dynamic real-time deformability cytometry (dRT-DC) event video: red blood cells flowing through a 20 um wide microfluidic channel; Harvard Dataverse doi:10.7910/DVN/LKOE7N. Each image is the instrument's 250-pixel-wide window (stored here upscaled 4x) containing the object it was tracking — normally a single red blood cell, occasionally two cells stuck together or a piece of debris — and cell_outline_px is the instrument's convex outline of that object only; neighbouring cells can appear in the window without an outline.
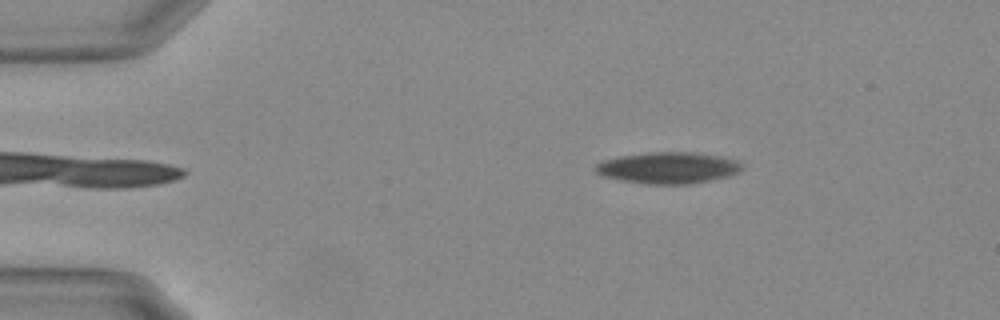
{"species": "Egyptian fruit bat (a non-hibernating species)", "species_latin": "Rousettus aegyptiacus", "temperature_condition": "warm", "stored_images_in_passage": 50, "camera_frame_rate_fps": 3000, "um_per_image_px": 0.085, "animal": {"sex": "female"}, "frame": {"image": 1, "passage_image": 3, "time_ms": 0.667, "image_size_px": [1000, 320], "cell_outline_px": [[744, 168], [736, 172], [724, 176], [708, 180], [688, 184], [644, 184], [604, 176], [596, 172], [596, 164], [604, 160], [624, 156], [656, 152], [688, 152], [716, 156], [736, 160], [744, 164]], "centroid_in_image_um": [56.79, 14.27], "position_along_channel_um": 28.2, "area_um2": 26.07}}
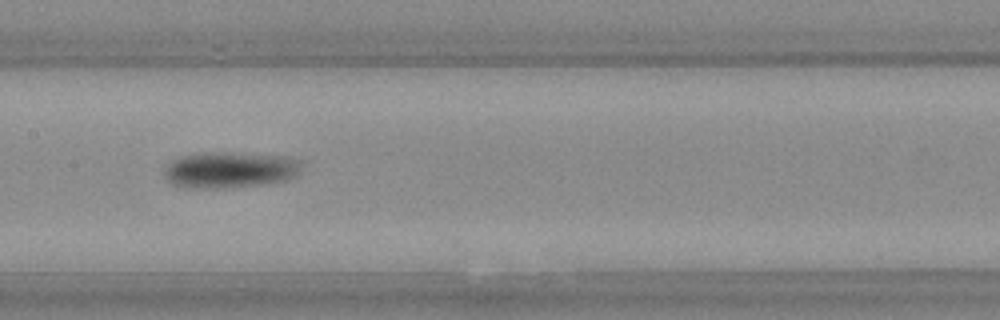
{"frame": {"image": 2, "passage_image": 22, "time_ms": 7.0, "image_size_px": [1000, 320], "cell_outline_px": [[296, 164], [292, 176], [284, 180], [260, 184], [220, 188], [192, 188], [172, 184], [164, 176], [164, 172], [172, 160], [180, 156], [200, 152], [236, 152], [280, 156], [296, 160]], "centroid_in_image_um": [19.37, 14.42], "position_along_channel_um": 188.0, "area_um2": 28.09}}
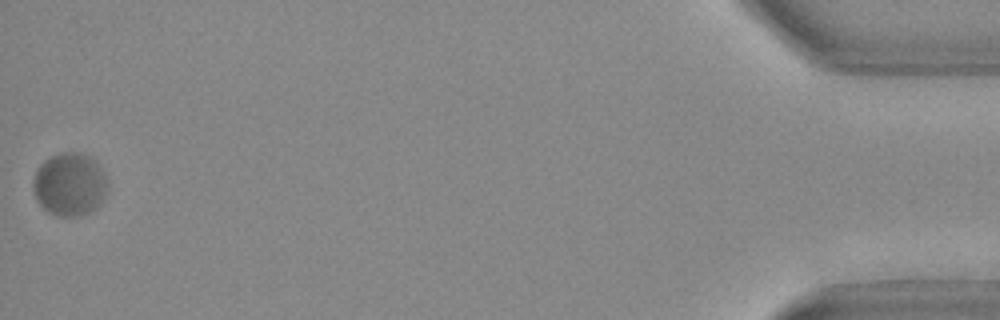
{"frame": {"image": 3, "passage_image": 50, "time_ms": 16.333, "image_size_px": [1000, 320], "cell_outline_px": [[108, 184], [100, 200], [88, 212], [80, 216], [60, 216], [44, 208], [36, 200], [36, 172], [40, 164], [44, 160], [60, 152], [76, 152], [88, 156], [100, 168]], "centroid_in_image_um": [5.91, 15.65], "position_along_channel_um": 429.3, "area_um2": 26.13}, "authors_computed_cell_mechanics": {"area_um2": 26.0678, "velocity_mm_per_s": 3.5938, "shape_relaxation_time_tau1_ms": 5.012, "shape_relaxation_time_tau2_ms": 0.6846, "deformation_change_tau1": 0.1731, "deformation_change_tau2": 0.0246}}